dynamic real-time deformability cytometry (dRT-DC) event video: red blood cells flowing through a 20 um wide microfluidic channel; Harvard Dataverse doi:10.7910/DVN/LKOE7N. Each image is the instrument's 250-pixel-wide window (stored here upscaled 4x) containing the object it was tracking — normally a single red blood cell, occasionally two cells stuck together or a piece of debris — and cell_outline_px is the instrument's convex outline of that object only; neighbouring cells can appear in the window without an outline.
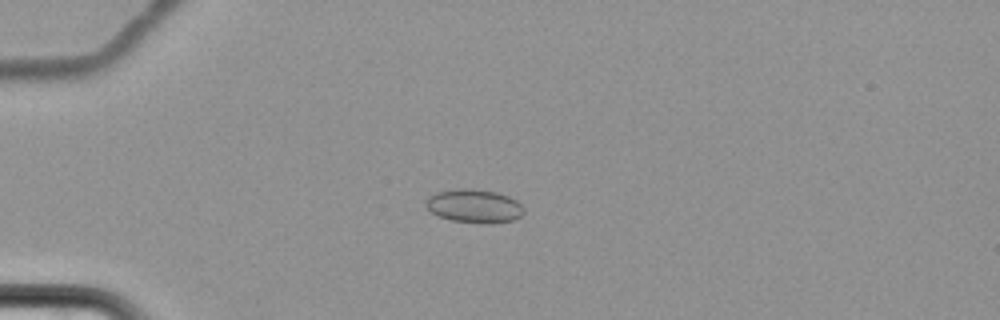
{"species": "common noctule bat (a hibernating species)", "species_latin": "Nyctalus noctula", "temperature_condition": "cold", "stored_images_in_passage": 7, "camera_frame_rate_fps": 3000, "um_per_image_px": 0.085, "animal": {"sex": "female", "body_mass_g": 22.7, "forearm_length_mm": 54.2}, "frame": {"image": 1, "passage_image": 6, "time_ms": 6.0, "image_size_px": [1000, 320], "cell_outline_px": [[524, 212], [520, 216], [512, 220], [492, 224], [480, 224], [452, 220], [440, 216], [432, 212], [424, 204], [424, 200], [428, 196], [436, 192], [456, 188], [472, 188], [496, 192], [508, 196], [516, 200], [524, 208]], "centroid_in_image_um": [40.29, 17.51], "position_along_channel_um": 44.7, "area_um2": 19.36}}